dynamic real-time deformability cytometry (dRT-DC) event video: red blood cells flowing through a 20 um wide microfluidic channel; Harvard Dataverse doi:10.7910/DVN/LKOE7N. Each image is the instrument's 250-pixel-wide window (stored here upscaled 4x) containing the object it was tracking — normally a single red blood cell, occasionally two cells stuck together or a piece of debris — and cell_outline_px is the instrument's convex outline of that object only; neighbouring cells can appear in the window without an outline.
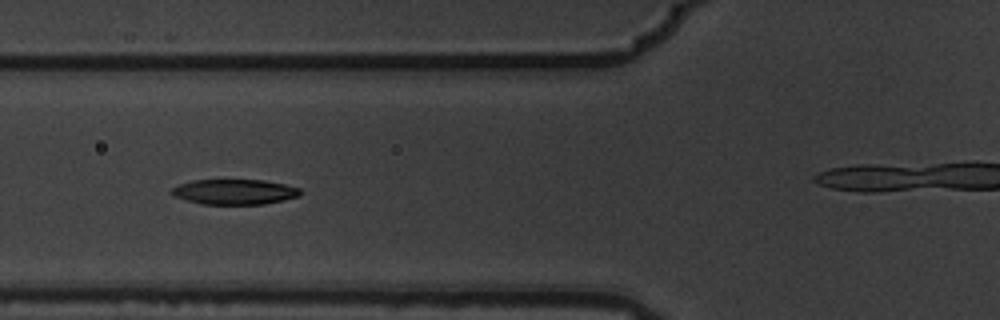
{"species": "common noctule bat (a hibernating species)", "species_latin": "Nyctalus noctula", "temperature_condition": "warm", "stored_images_in_passage": 13, "camera_frame_rate_fps": 3000, "um_per_image_px": 0.085, "animal": {"sex": "male", "body_mass_g": 19.5, "forearm_length_mm": 54.6}, "frame": {"image": 1, "passage_image": 6, "time_ms": 1.667, "image_size_px": [1000, 320], "cell_outline_px": [[300, 196], [284, 200], [264, 204], [200, 204], [172, 196], [172, 188], [180, 184], [192, 180], [264, 180], [284, 184], [300, 188]], "centroid_in_image_um": [19.93, 16.31], "position_along_channel_um": 105.9, "area_um2": 18.9}}
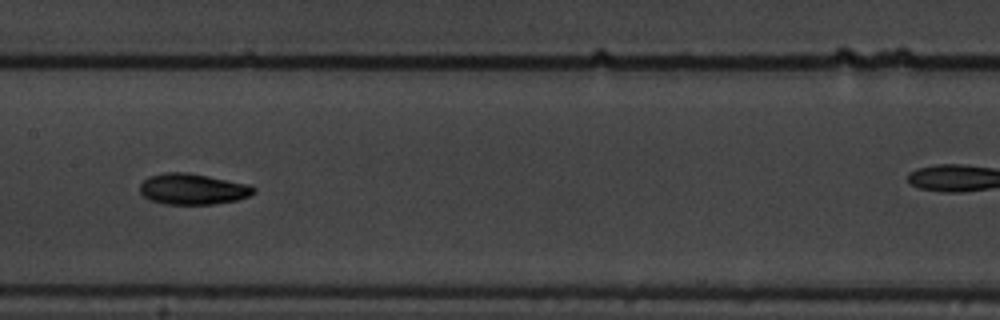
{"frame": {"image": 2, "passage_image": 8, "time_ms": 2.333, "image_size_px": [1000, 320], "cell_outline_px": [[256, 192], [248, 196], [236, 200], [212, 204], [164, 204], [152, 200], [144, 196], [140, 192], [140, 184], [148, 176], [168, 172], [188, 172], [252, 184], [256, 188]], "centroid_in_image_um": [16.42, 16.06], "position_along_channel_um": 191.0, "area_um2": 20.63}}
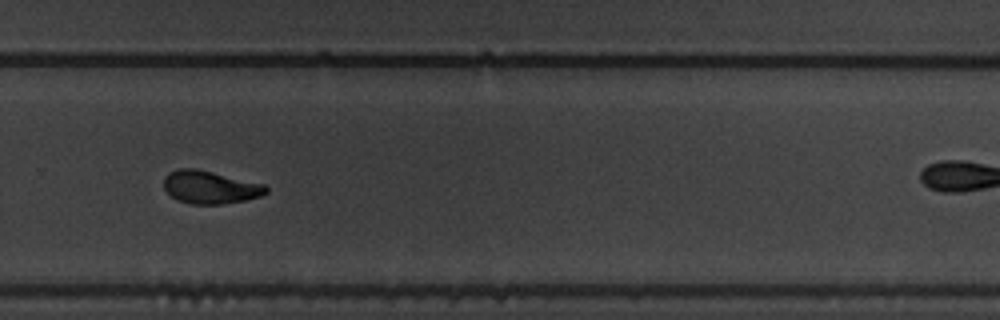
{"frame": {"image": 3, "passage_image": 11, "time_ms": 3.333, "image_size_px": [1000, 320], "cell_outline_px": [[268, 192], [260, 196], [244, 200], [220, 204], [192, 204], [176, 200], [164, 188], [164, 176], [168, 172], [180, 168], [196, 168], [264, 184], [268, 188]], "centroid_in_image_um": [17.83, 15.9], "position_along_channel_um": 312.0, "area_um2": 19.54}}